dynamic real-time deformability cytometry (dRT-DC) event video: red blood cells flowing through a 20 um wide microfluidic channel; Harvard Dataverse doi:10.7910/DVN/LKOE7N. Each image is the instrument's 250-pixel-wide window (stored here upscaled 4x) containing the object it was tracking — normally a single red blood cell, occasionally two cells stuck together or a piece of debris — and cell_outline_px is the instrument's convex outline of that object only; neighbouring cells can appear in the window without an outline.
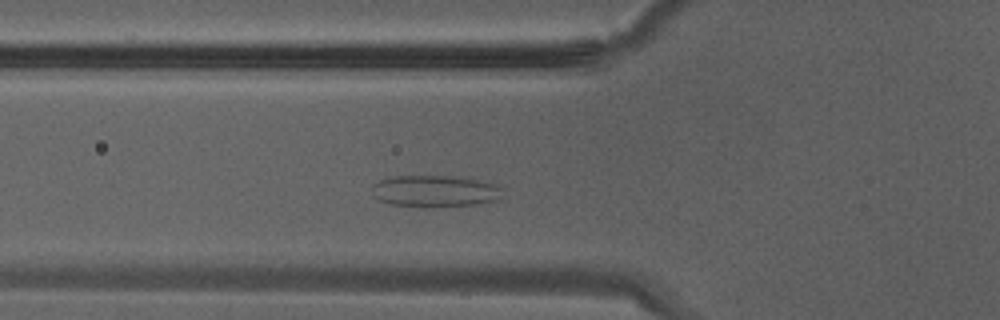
{"species": "Egyptian fruit bat (a non-hibernating species)", "species_latin": "Rousettus aegyptiacus", "temperature_condition": "warm", "stored_images_in_passage": 32, "camera_frame_rate_fps": 3000, "um_per_image_px": 0.085, "animal": {"sex": "male"}, "frame": {"image": 1, "passage_image": 8, "time_ms": 2.333, "image_size_px": [1000, 320], "cell_outline_px": [[500, 196], [496, 200], [480, 204], [432, 208], [424, 208], [388, 204], [372, 196], [372, 184], [380, 180], [392, 176], [472, 176], [492, 184], [500, 188]], "centroid_in_image_um": [36.94, 16.25], "position_along_channel_um": 88.9, "area_um2": 24.8}}
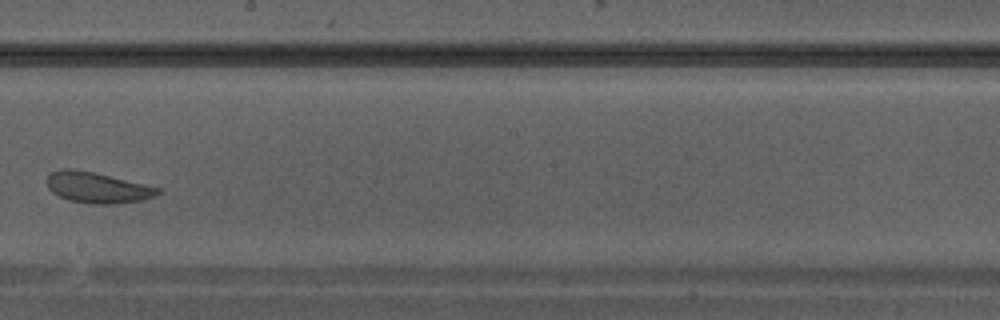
{"frame": {"image": 2, "passage_image": 16, "time_ms": 5.0, "image_size_px": [1000, 320], "cell_outline_px": [[164, 192], [156, 196], [144, 200], [116, 204], [92, 204], [68, 200], [52, 192], [48, 188], [48, 172], [60, 168], [72, 168], [92, 172], [160, 188]], "centroid_in_image_um": [8.28, 15.95], "position_along_channel_um": 239.9, "area_um2": 20.0}}
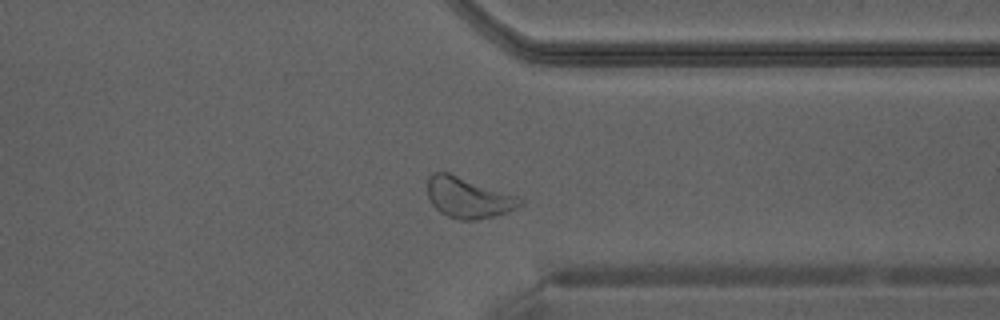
{"frame": {"image": 3, "passage_image": 23, "time_ms": 7.333, "image_size_px": [1000, 320], "cell_outline_px": [[524, 204], [508, 212], [476, 220], [460, 220], [448, 216], [440, 212], [432, 204], [428, 196], [428, 176], [436, 172], [448, 172], [520, 196], [524, 200]], "centroid_in_image_um": [39.84, 16.79], "position_along_channel_um": 371.6, "area_um2": 22.08}}